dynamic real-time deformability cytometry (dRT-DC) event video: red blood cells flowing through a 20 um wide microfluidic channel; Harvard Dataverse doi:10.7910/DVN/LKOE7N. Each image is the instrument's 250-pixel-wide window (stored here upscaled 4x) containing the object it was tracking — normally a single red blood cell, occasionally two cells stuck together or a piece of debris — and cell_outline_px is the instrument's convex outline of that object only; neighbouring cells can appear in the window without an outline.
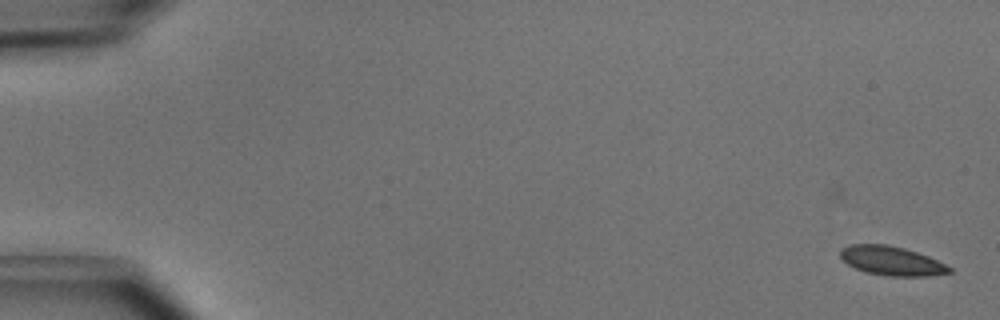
{"species": "common noctule bat (a hibernating species)", "species_latin": "Nyctalus noctula", "temperature_condition": "cold", "stored_images_in_passage": 6, "segment_of_instrument_passage": [1, 2], "camera_frame_rate_fps": 3000, "um_per_image_px": 0.085, "animal": {"sex": "male", "body_mass_g": 15.6}, "frame": {"image": 1, "passage_image": 1, "time_ms": 0.0, "image_size_px": [1000, 320], "cell_outline_px": [[952, 272], [928, 276], [892, 276], [864, 272], [848, 264], [840, 256], [840, 248], [852, 244], [888, 244], [904, 248], [928, 256], [952, 268]], "centroid_in_image_um": [75.77, 22.16], "position_along_channel_um": 9.2, "area_um2": 18.38}}
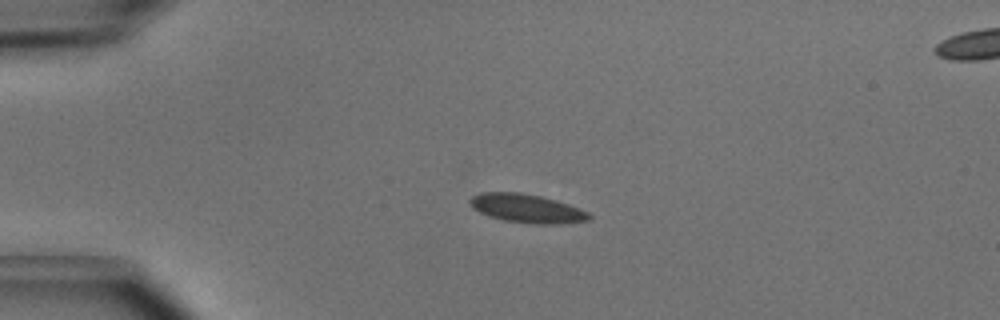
{"frame": {"image": 2, "passage_image": 4, "time_ms": 1.0, "image_size_px": [1000, 320], "cell_outline_px": [[592, 216], [588, 220], [556, 224], [536, 224], [504, 220], [488, 216], [472, 208], [468, 200], [472, 196], [480, 192], [520, 192], [540, 196], [556, 200], [580, 208], [588, 212]], "centroid_in_image_um": [44.75, 17.71], "position_along_channel_um": 40.2, "area_um2": 19.88}}